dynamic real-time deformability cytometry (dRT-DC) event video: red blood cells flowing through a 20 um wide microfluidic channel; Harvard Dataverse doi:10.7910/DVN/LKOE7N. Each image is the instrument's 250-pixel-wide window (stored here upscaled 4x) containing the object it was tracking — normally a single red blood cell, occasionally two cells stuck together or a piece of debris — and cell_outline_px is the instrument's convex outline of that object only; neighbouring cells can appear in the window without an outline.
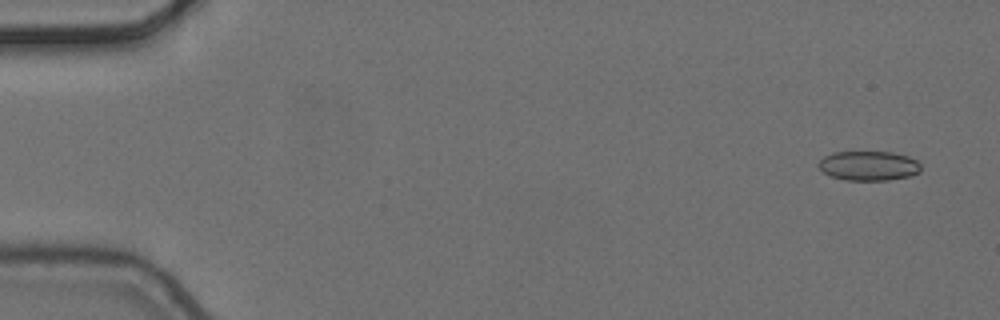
{"species": "common noctule bat (a hibernating species)", "species_latin": "Nyctalus noctula", "temperature_condition": "cold", "stored_images_in_passage": 10, "camera_frame_rate_fps": 3000, "um_per_image_px": 0.085, "animal": {"sex": "female", "body_mass_g": 24.6, "forearm_length_mm": 56.2}, "frame": {"image": 1, "passage_image": 1, "time_ms": 0.0, "image_size_px": [1000, 320], "cell_outline_px": [[920, 172], [908, 176], [888, 180], [844, 180], [832, 176], [824, 172], [816, 164], [824, 156], [832, 152], [892, 152], [908, 156], [916, 160], [920, 164]], "centroid_in_image_um": [73.82, 14.08], "position_along_channel_um": 11.2, "area_um2": 17.57}}
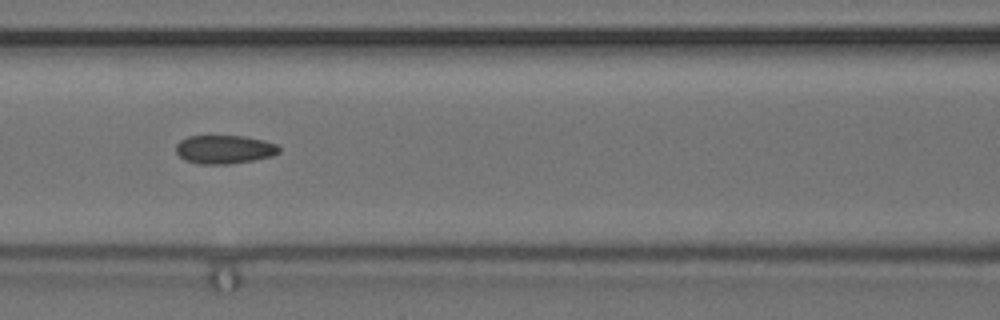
{"frame": {"image": 2, "passage_image": 6, "time_ms": 1.667, "image_size_px": [1000, 320], "cell_outline_px": [[280, 152], [272, 156], [252, 160], [228, 164], [200, 164], [184, 160], [176, 152], [176, 144], [180, 140], [188, 136], [244, 136], [264, 140], [276, 144], [280, 148]], "centroid_in_image_um": [19.06, 12.69], "position_along_channel_um": 147.5, "area_um2": 17.17}}
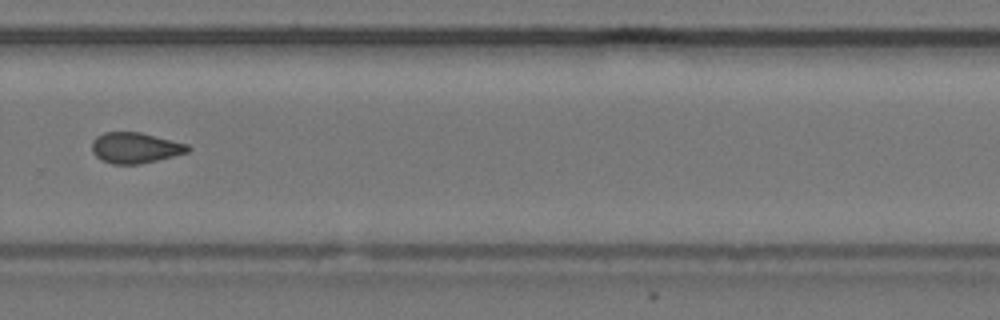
{"frame": {"image": 3, "passage_image": 10, "time_ms": 3.0, "image_size_px": [1000, 320], "cell_outline_px": [[192, 148], [188, 152], [140, 164], [112, 164], [100, 160], [92, 152], [92, 140], [96, 136], [104, 132], [140, 132], [188, 144]], "centroid_in_image_um": [11.47, 12.56], "position_along_channel_um": 318.3, "area_um2": 17.22}}